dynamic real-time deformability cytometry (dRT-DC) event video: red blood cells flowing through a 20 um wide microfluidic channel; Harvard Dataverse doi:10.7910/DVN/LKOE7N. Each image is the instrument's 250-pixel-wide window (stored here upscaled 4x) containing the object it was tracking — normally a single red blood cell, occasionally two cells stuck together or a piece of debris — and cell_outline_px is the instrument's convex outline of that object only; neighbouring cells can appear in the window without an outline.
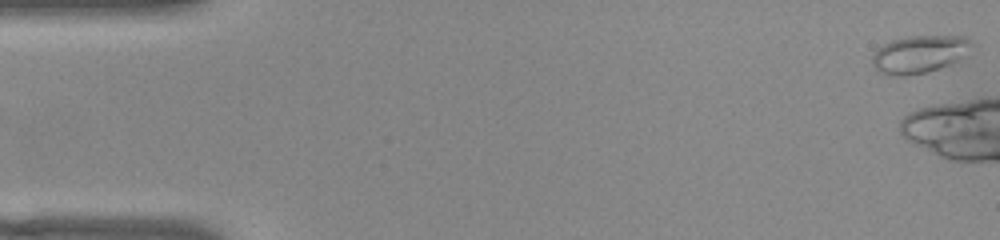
{"species": "common noctule bat (a hibernating species)", "species_latin": "Nyctalus noctula", "temperature_condition": "warm", "stored_images_in_passage": 8, "camera_frame_rate_fps": 3000, "um_per_image_px": 0.085, "animal": {"sex": "female", "body_mass_g": 22.0, "forearm_length_mm": 56.7}, "frame": {"image": 1, "passage_image": 1, "time_ms": 0.0, "image_size_px": [1000, 240], "cell_outline_px": [[972, 44], [964, 56], [960, 60], [940, 68], [928, 72], [908, 76], [888, 76], [876, 72], [872, 64], [872, 56], [884, 44], [892, 40], [908, 36], [964, 36]], "centroid_in_image_um": [78.11, 4.64], "position_along_channel_um": 6.9, "area_um2": 21.91}}